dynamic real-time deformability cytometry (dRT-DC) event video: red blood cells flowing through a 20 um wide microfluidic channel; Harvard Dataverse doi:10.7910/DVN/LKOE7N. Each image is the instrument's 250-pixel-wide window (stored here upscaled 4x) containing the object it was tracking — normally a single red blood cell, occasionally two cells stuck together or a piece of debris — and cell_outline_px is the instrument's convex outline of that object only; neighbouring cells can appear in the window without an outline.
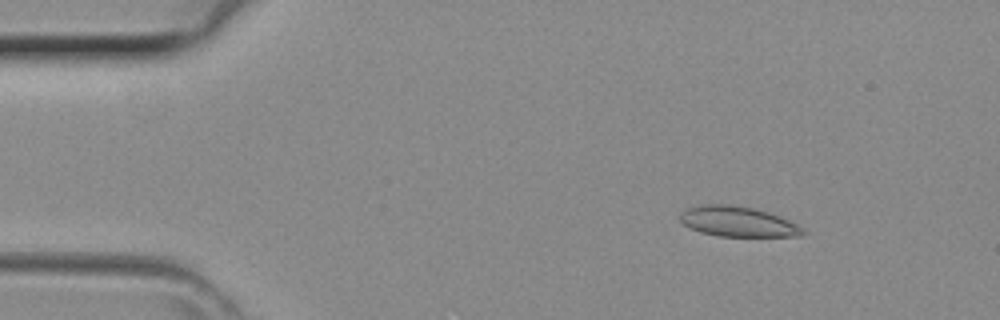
{"species": "common noctule bat (a hibernating species)", "species_latin": "Nyctalus noctula", "temperature_condition": "room temperature", "stored_images_in_passage": 43, "segment_of_instrument_passage": [1, 2], "camera_frame_rate_fps": 3000, "um_per_image_px": 0.085, "animal": {"sex": "female", "body_mass_g": 29.2, "forearm_length_mm": 56.3}, "frame": {"image": 1, "passage_image": 5, "time_ms": 1.333, "image_size_px": [1000, 320], "cell_outline_px": [[808, 232], [804, 236], [720, 236], [700, 232], [684, 224], [680, 220], [680, 212], [688, 208], [704, 204], [728, 204], [752, 208], [768, 212], [780, 216], [804, 228]], "centroid_in_image_um": [62.75, 18.84], "position_along_channel_um": 22.3, "area_um2": 21.56}}
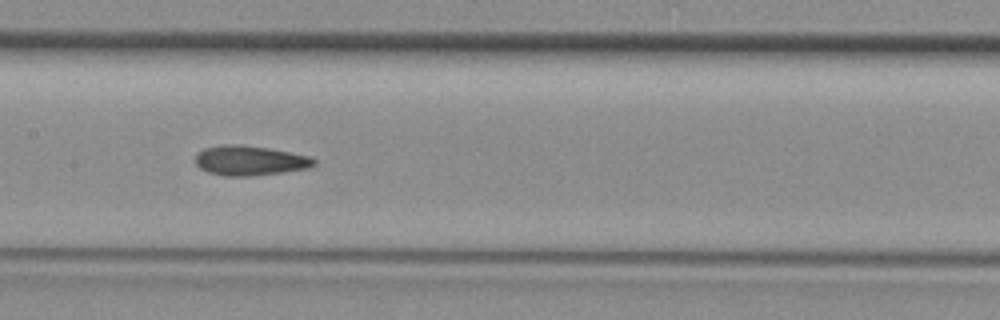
{"frame": {"image": 2, "passage_image": 20, "time_ms": 6.333, "image_size_px": [1000, 320], "cell_outline_px": [[316, 164], [308, 168], [284, 172], [248, 176], [224, 176], [208, 172], [200, 168], [196, 164], [196, 152], [204, 148], [224, 144], [240, 144], [268, 148], [308, 156], [316, 160]], "centroid_in_image_um": [21.2, 13.64], "position_along_channel_um": 186.2, "area_um2": 20.58}}
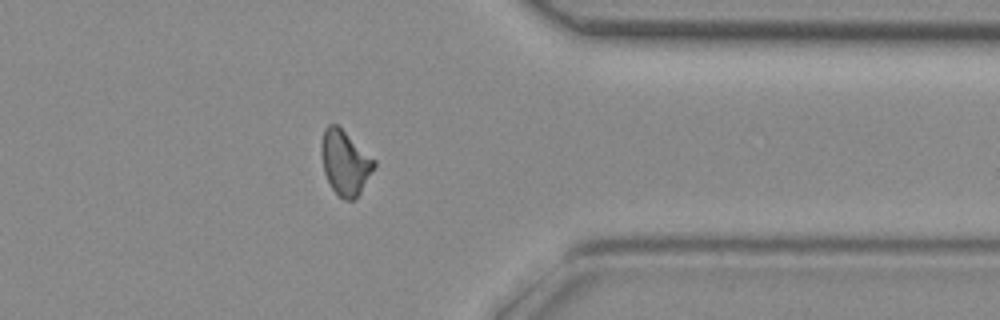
{"frame": {"image": 3, "passage_image": 33, "time_ms": 10.667, "image_size_px": [1000, 320], "cell_outline_px": [[376, 164], [356, 200], [344, 200], [332, 188], [324, 172], [320, 152], [320, 144], [324, 128], [328, 124], [336, 124], [376, 160]], "centroid_in_image_um": [29.31, 13.82], "position_along_channel_um": 382.1, "area_um2": 19.77}}